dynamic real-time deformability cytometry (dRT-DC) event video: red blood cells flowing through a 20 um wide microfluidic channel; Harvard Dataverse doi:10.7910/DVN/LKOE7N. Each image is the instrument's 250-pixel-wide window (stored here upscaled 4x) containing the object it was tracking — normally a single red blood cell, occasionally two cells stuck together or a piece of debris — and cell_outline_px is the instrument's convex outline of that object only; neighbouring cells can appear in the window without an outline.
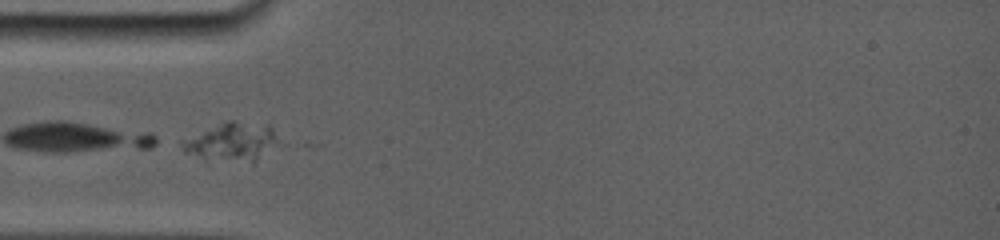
{"species": "common noctule bat (a hibernating species)", "species_latin": "Nyctalus noctula", "temperature_condition": "room temperature", "stored_images_in_passage": 4, "camera_frame_rate_fps": 5000, "um_per_image_px": 0.085, "animal": {"sex": "female", "body_mass_g": 19.0, "forearm_length_mm": 56.7}, "frame": {"image": 1, "passage_image": 2, "time_ms": 0.4, "image_size_px": [1000, 240], "cell_outline_px": [[272, 136], [256, 160], [208, 164], [184, 152], [184, 144], [228, 120], [232, 120], [268, 128], [272, 132]], "centroid_in_image_um": [19.51, 12.17], "position_along_channel_um": 65.5, "area_um2": 19.25}}